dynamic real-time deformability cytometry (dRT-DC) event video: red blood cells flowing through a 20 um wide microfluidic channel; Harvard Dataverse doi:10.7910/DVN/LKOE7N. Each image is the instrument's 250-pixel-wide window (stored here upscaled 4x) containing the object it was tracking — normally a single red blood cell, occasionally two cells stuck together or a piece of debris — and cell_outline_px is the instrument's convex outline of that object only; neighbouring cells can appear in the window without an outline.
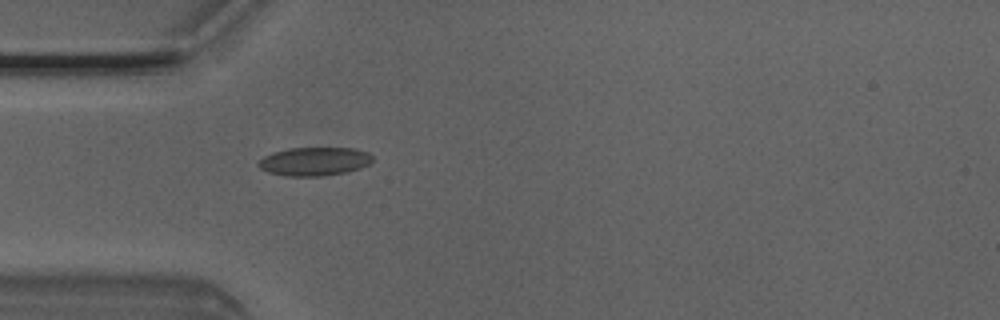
{"species": "Egyptian fruit bat (a non-hibernating species)", "species_latin": "Rousettus aegyptiacus", "temperature_condition": "room temperature", "stored_images_in_passage": 1, "camera_frame_rate_fps": 3000, "um_per_image_px": 0.085, "animal": {"sex": "male"}, "frame": {"image": 1, "passage_image": 1, "time_ms": 0.0, "image_size_px": [1000, 320], "cell_outline_px": [[372, 160], [368, 164], [360, 168], [348, 172], [320, 176], [284, 176], [268, 172], [260, 168], [256, 164], [264, 156], [272, 152], [288, 148], [356, 148], [368, 152], [372, 156]], "centroid_in_image_um": [26.71, 13.72], "position_along_channel_um": 58.3, "area_um2": 19.07}}